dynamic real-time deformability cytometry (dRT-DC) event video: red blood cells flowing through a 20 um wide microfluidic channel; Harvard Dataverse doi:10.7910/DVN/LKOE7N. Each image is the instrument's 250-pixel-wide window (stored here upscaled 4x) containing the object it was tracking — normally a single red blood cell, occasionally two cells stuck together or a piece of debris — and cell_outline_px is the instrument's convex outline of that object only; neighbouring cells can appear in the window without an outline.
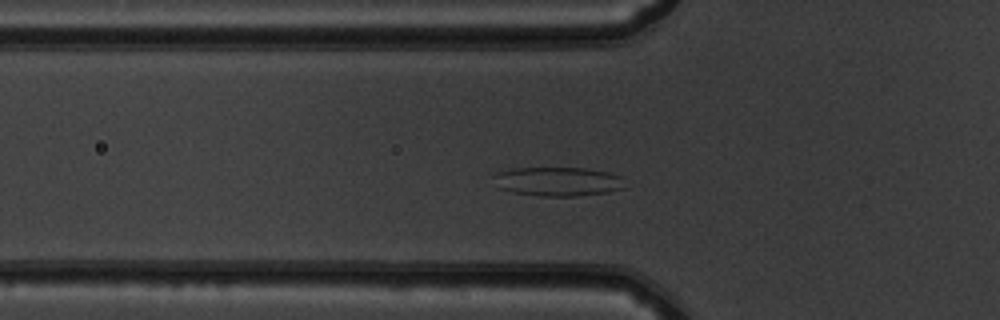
{"species": "common noctule bat (a hibernating species)", "species_latin": "Nyctalus noctula", "temperature_condition": "warm", "stored_images_in_passage": 36, "camera_frame_rate_fps": 3000, "um_per_image_px": 0.085, "animal": {"sex": "male", "body_mass_g": 19.5, "forearm_length_mm": 54.6}, "frame": {"image": 1, "passage_image": 2, "time_ms": 0.333, "image_size_px": [1000, 320], "cell_outline_px": [[624, 188], [608, 192], [576, 196], [540, 196], [512, 192], [500, 188], [492, 176], [496, 172], [512, 168], [584, 168], [608, 172], [620, 176]], "centroid_in_image_um": [47.38, 15.42], "position_along_channel_um": 78.4, "area_um2": 22.14}}
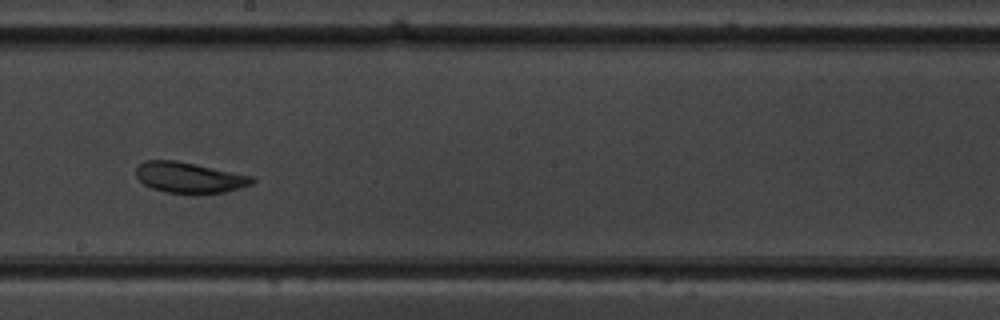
{"frame": {"image": 2, "passage_image": 14, "time_ms": 4.333, "image_size_px": [1000, 320], "cell_outline_px": [[256, 180], [252, 184], [240, 188], [224, 192], [164, 192], [152, 188], [144, 184], [136, 176], [136, 168], [144, 160], [176, 160], [256, 176]], "centroid_in_image_um": [16.12, 15.06], "position_along_channel_um": 232.1, "area_um2": 20.63}}
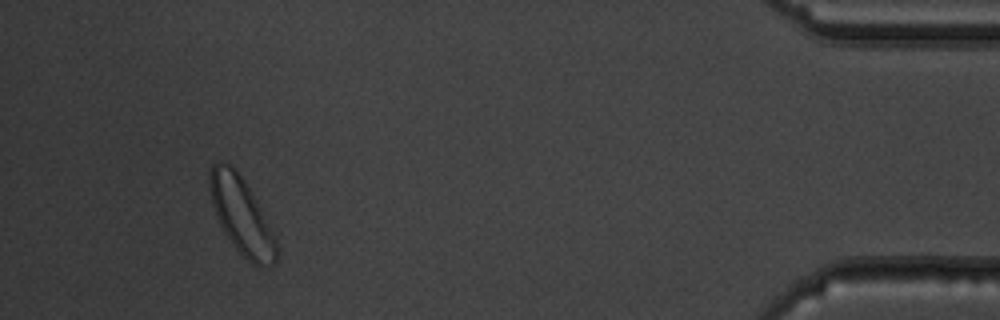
{"frame": {"image": 3, "passage_image": 33, "time_ms": 10.667, "image_size_px": [1000, 320], "cell_outline_px": [[276, 260], [272, 264], [252, 264], [232, 244], [224, 232], [220, 224], [212, 204], [208, 184], [208, 172], [212, 164], [216, 160], [220, 160], [236, 168], [244, 180], [276, 236]], "centroid_in_image_um": [20.48, 18.25], "position_along_channel_um": 414.7, "area_um2": 29.48}, "authors_computed_cell_mechanics": {"area_um2": 21.1837, "velocity_mm_per_s": 3.8463, "shape_relaxation_time_tau1_ms": 10.9399, "shape_relaxation_time_tau2_ms": 2.2489, "deformation_change_tau1": 0.1874, "deformation_change_tau2": 0.0781}}